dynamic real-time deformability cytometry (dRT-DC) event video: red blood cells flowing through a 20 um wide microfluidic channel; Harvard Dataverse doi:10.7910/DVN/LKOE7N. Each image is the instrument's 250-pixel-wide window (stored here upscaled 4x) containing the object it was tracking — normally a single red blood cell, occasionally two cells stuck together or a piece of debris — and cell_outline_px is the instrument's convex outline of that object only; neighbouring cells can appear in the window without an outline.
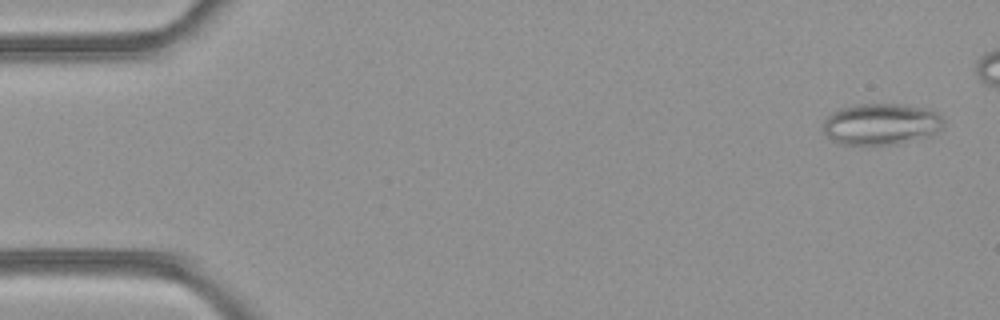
{"species": "common noctule bat (a hibernating species)", "species_latin": "Nyctalus noctula", "temperature_condition": "room temperature", "stored_images_in_passage": 45, "camera_frame_rate_fps": 3000, "um_per_image_px": 0.085, "animal": {"sex": "female", "body_mass_g": 21.9}, "frame": {"image": 1, "passage_image": 2, "time_ms": 0.333, "image_size_px": [1000, 320], "cell_outline_px": [[944, 124], [936, 132], [924, 136], [888, 144], [840, 144], [832, 140], [824, 132], [824, 120], [832, 112], [840, 108], [860, 104], [900, 104], [920, 108], [936, 112], [944, 120]], "centroid_in_image_um": [74.83, 10.53], "position_along_channel_um": 10.2, "area_um2": 28.26}}
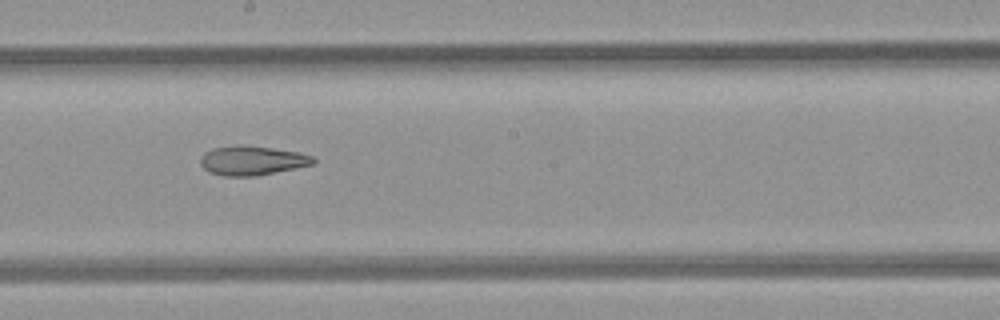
{"frame": {"image": 2, "passage_image": 28, "time_ms": 9.0, "image_size_px": [1000, 320], "cell_outline_px": [[316, 160], [312, 164], [256, 176], [224, 176], [208, 172], [200, 164], [200, 156], [204, 152], [212, 148], [236, 144], [240, 144], [272, 148], [300, 152], [316, 156]], "centroid_in_image_um": [21.4, 13.63], "position_along_channel_um": 226.8, "area_um2": 19.48}}
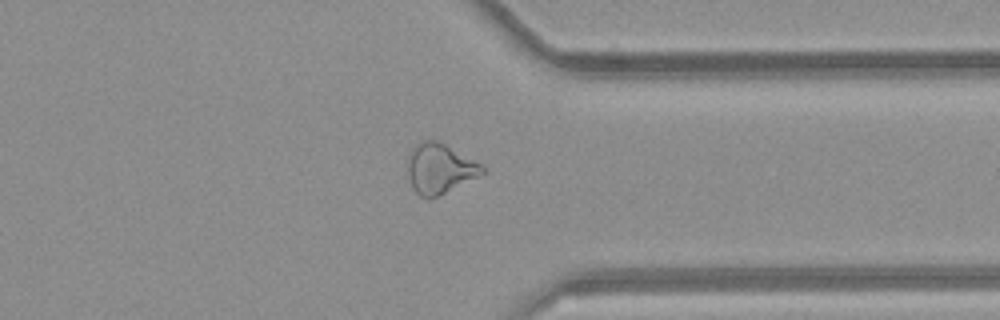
{"frame": {"image": 3, "passage_image": 39, "time_ms": 12.667, "image_size_px": [1000, 320], "cell_outline_px": [[488, 172], [428, 200], [420, 196], [412, 188], [408, 176], [408, 156], [412, 148], [416, 144], [424, 140], [436, 140], [444, 144], [480, 164]], "centroid_in_image_um": [37.35, 14.34], "position_along_channel_um": 374.1, "area_um2": 21.5}, "authors_computed_cell_mechanics": {"area_um2": 21.8484, "velocity_mm_per_s": 4.1182, "shape_relaxation_time_tau1_ms": null, "shape_relaxation_time_tau2_ms": 6.1541, "deformation_change_tau1": null, "deformation_change_tau2": 0.1676}}